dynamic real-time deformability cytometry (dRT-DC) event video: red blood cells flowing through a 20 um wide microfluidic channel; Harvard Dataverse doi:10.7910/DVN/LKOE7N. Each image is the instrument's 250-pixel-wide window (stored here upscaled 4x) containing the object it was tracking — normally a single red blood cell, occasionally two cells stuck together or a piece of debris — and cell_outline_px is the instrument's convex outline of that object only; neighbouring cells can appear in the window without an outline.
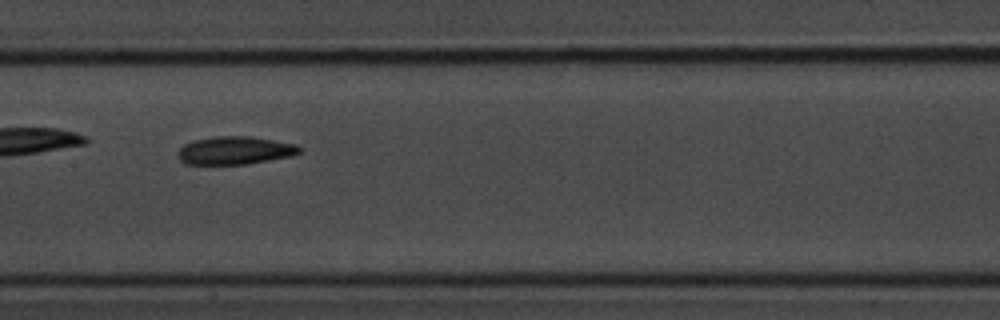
{"species": "common noctule bat (a hibernating species)", "species_latin": "Nyctalus noctula", "temperature_condition": "room temperature", "stored_images_in_passage": 30, "camera_frame_rate_fps": 3000, "um_per_image_px": 0.085, "animal": {"sex": "male", "body_mass_g": 20.1, "forearm_length_mm": 53.5}, "frame": {"image": 1, "passage_image": 13, "time_ms": 4.0, "image_size_px": [1000, 320], "cell_outline_px": [[304, 148], [300, 152], [292, 156], [248, 164], [184, 164], [176, 156], [180, 148], [184, 144], [192, 140], [212, 136], [248, 136], [296, 144]], "centroid_in_image_um": [19.95, 12.79], "position_along_channel_um": 187.4, "area_um2": 20.06}}